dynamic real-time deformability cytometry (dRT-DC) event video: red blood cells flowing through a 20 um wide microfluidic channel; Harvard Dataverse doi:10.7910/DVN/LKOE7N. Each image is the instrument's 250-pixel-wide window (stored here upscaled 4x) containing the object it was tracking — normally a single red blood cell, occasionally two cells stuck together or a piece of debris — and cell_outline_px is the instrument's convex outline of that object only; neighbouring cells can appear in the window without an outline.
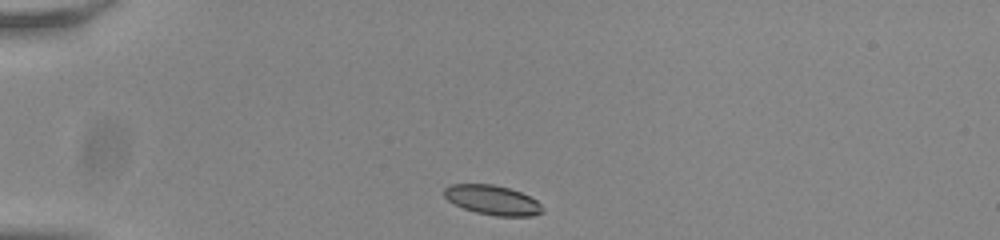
{"species": "common noctule bat (a hibernating species)", "species_latin": "Nyctalus noctula", "temperature_condition": "room temperature", "stored_images_in_passage": 42, "camera_frame_rate_fps": 3000, "um_per_image_px": 0.085, "animal": {"sex": "male", "body_mass_g": 20.0, "forearm_length_mm": 53.3}, "frame": {"image": 1, "passage_image": 1, "time_ms": 0.0, "image_size_px": [1000, 240], "cell_outline_px": [[544, 212], [532, 216], [496, 216], [476, 212], [464, 208], [448, 200], [444, 196], [444, 188], [448, 184], [492, 184], [508, 188], [520, 192], [536, 200], [544, 208]], "centroid_in_image_um": [41.87, 17.0], "position_along_channel_um": 43.1, "area_um2": 16.88}}
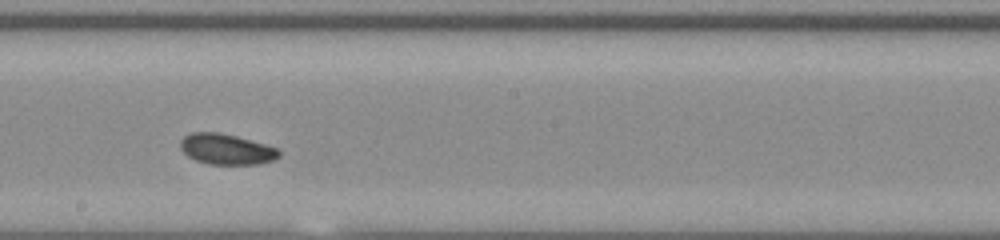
{"frame": {"image": 2, "passage_image": 19, "time_ms": 6.0, "image_size_px": [1000, 240], "cell_outline_px": [[280, 156], [272, 160], [260, 164], [208, 164], [196, 160], [188, 156], [180, 148], [180, 140], [184, 136], [192, 132], [220, 132], [236, 136], [264, 144], [276, 148], [280, 152]], "centroid_in_image_um": [19.22, 12.68], "position_along_channel_um": 229.0, "area_um2": 17.51}}
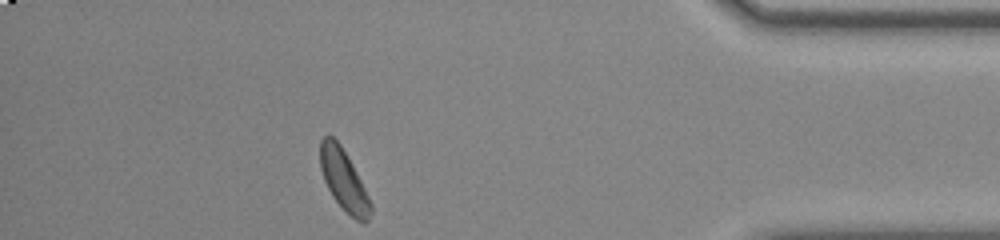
{"frame": {"image": 3, "passage_image": 36, "time_ms": 11.667, "image_size_px": [1000, 240], "cell_outline_px": [[372, 212], [368, 220], [364, 224], [356, 220], [332, 196], [324, 180], [320, 168], [320, 140], [328, 132], [340, 144], [352, 164], [372, 204]], "centroid_in_image_um": [29.21, 15.28], "position_along_channel_um": 406.0, "area_um2": 17.69}, "authors_computed_cell_mechanics": {"area_um2": 17.6868, "velocity_mm_per_s": 3.7687, "shape_relaxation_time_tau1_ms": 3.0762, "shape_relaxation_time_tau2_ms": null, "deformation_change_tau1": 0.0767, "deformation_change_tau2": null}}